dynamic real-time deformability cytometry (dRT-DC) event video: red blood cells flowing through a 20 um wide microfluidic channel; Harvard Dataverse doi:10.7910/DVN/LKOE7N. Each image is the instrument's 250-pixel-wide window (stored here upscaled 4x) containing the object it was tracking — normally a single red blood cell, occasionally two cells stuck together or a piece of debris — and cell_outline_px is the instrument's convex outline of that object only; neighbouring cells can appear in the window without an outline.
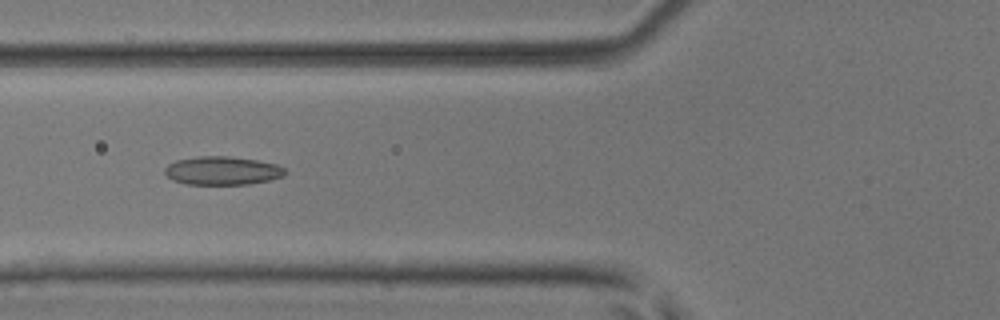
{"species": "common noctule bat (a hibernating species)", "species_latin": "Nyctalus noctula", "temperature_condition": "room temperature", "stored_images_in_passage": 5, "camera_frame_rate_fps": 3000, "um_per_image_px": 0.085, "animal": {"sex": "male", "body_mass_g": 17.9, "forearm_length_mm": 54.2}, "frame": {"image": 1, "passage_image": 5, "time_ms": 1.333, "image_size_px": [1000, 320], "cell_outline_px": [[288, 172], [284, 176], [268, 180], [248, 184], [188, 184], [172, 180], [164, 172], [164, 168], [168, 164], [176, 160], [200, 156], [228, 156], [256, 160], [276, 164], [284, 168]], "centroid_in_image_um": [18.9, 14.5], "position_along_channel_um": 106.9, "area_um2": 19.88}}